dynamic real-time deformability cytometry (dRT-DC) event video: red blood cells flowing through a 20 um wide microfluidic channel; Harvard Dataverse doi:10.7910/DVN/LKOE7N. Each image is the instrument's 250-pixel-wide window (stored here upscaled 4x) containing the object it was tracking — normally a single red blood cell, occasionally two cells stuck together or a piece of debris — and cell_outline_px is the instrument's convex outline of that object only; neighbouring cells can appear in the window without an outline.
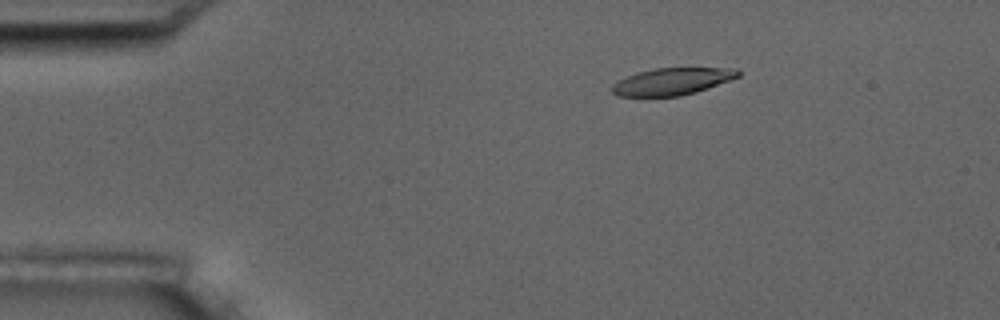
{"species": "common noctule bat (a hibernating species)", "species_latin": "Nyctalus noctula", "temperature_condition": "room temperature", "stored_images_in_passage": 5, "camera_frame_rate_fps": 3000, "um_per_image_px": 0.085, "animal": {"sex": "male", "body_mass_g": 17.5, "forearm_length_mm": 52.3}, "frame": {"image": 1, "passage_image": 3, "time_ms": 2.333, "image_size_px": [1000, 320], "cell_outline_px": [[740, 76], [696, 92], [680, 96], [616, 96], [612, 92], [612, 84], [636, 72], [652, 68], [736, 68], [740, 72]], "centroid_in_image_um": [57.12, 6.92], "position_along_channel_um": 27.9, "area_um2": 19.77}}